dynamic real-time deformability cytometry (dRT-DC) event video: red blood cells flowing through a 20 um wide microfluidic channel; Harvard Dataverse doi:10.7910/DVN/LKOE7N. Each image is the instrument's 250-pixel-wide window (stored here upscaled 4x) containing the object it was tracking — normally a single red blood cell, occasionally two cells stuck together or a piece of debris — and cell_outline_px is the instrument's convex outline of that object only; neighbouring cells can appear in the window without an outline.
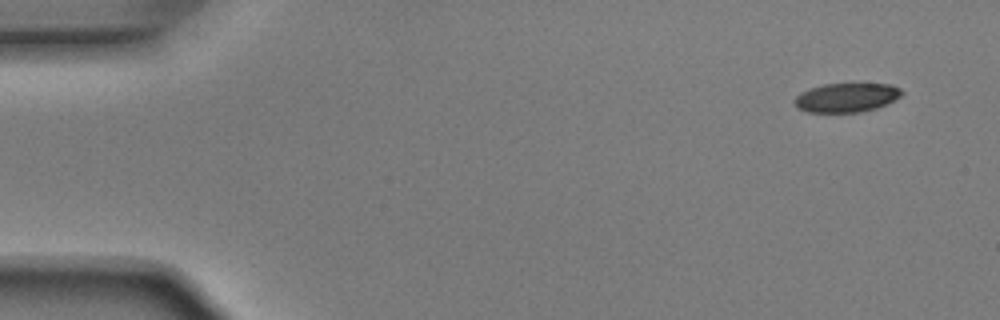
{"species": "Egyptian fruit bat (a non-hibernating species)", "species_latin": "Rousettus aegyptiacus", "temperature_condition": "room temperature", "stored_images_in_passage": 6, "camera_frame_rate_fps": 3000, "um_per_image_px": 0.085, "animal": {"sex": "male"}, "frame": {"image": 1, "passage_image": 1, "time_ms": 0.0, "image_size_px": [1000, 320], "cell_outline_px": [[904, 92], [900, 96], [876, 108], [860, 112], [808, 112], [796, 108], [792, 100], [800, 92], [808, 88], [824, 84], [892, 84], [900, 88]], "centroid_in_image_um": [71.89, 8.29], "position_along_channel_um": 13.1, "area_um2": 18.21}}
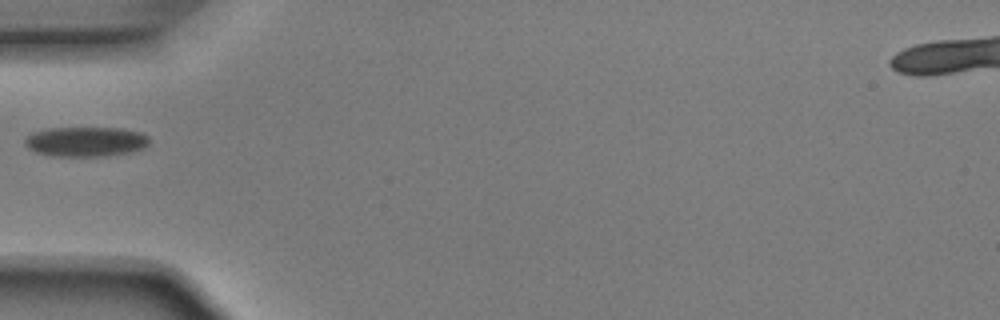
{"frame": {"image": 2, "passage_image": 5, "time_ms": 1.333, "image_size_px": [1000, 320], "cell_outline_px": [[148, 144], [144, 148], [132, 152], [108, 156], [52, 156], [36, 152], [28, 148], [24, 144], [24, 140], [32, 132], [48, 128], [120, 128], [140, 132], [148, 136]], "centroid_in_image_um": [7.28, 12.04], "position_along_channel_um": 77.7, "area_um2": 21.73}}
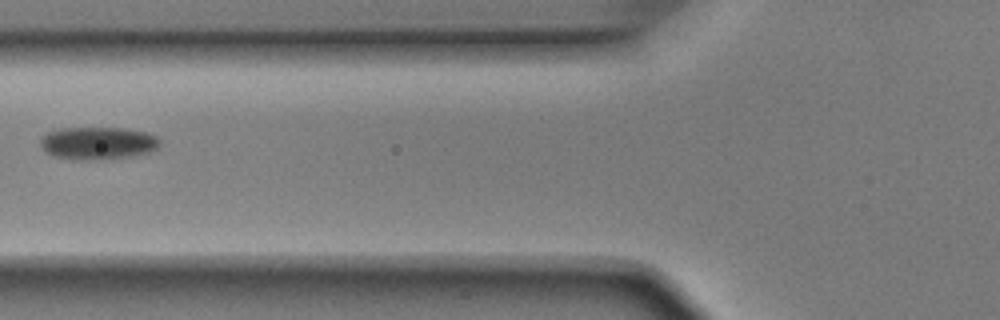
{"frame": {"image": 3, "passage_image": 6, "time_ms": 1.667, "image_size_px": [1000, 320], "cell_outline_px": [[160, 144], [156, 148], [148, 152], [128, 156], [88, 160], [76, 160], [52, 156], [40, 144], [40, 140], [48, 132], [60, 128], [124, 128], [148, 132], [156, 136], [160, 140]], "centroid_in_image_um": [8.32, 12.15], "position_along_channel_um": 117.5, "area_um2": 22.48}}